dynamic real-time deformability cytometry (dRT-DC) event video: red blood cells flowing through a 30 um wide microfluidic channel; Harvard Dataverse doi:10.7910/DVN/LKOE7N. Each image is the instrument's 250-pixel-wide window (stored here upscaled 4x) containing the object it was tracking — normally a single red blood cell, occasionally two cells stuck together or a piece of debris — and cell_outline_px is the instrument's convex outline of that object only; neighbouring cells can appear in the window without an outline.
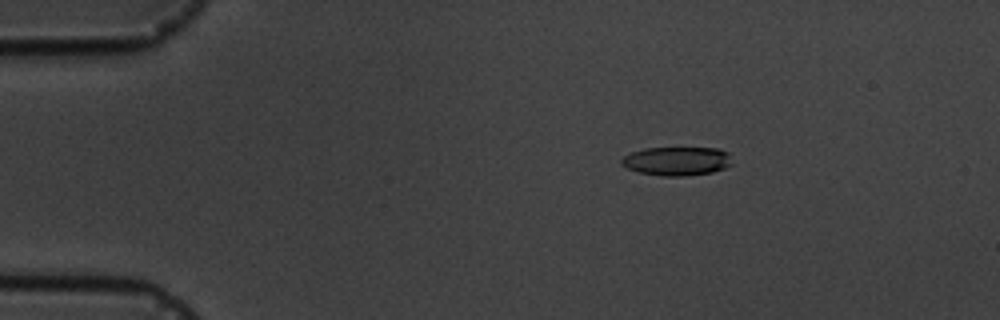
{"species": "common noctule bat (a hibernating species)", "species_latin": "Nyctalus noctula", "temperature_condition": "cold", "stored_images_in_passage": 5, "segment_of_instrument_passage": [1, 2], "camera_frame_rate_fps": 3000, "um_per_image_px": 0.085, "animal": {"sex": "male", "body_mass_g": 19.5, "forearm_length_mm": 54.6}, "frame": {"image": 1, "passage_image": 3, "time_ms": 3.0, "image_size_px": [1000, 320], "cell_outline_px": [[732, 164], [724, 168], [712, 172], [684, 176], [660, 176], [640, 172], [628, 168], [620, 164], [620, 160], [624, 156], [632, 152], [644, 148], [720, 148], [728, 152]], "centroid_in_image_um": [57.53, 13.69], "position_along_channel_um": 27.5, "area_um2": 18.55}}